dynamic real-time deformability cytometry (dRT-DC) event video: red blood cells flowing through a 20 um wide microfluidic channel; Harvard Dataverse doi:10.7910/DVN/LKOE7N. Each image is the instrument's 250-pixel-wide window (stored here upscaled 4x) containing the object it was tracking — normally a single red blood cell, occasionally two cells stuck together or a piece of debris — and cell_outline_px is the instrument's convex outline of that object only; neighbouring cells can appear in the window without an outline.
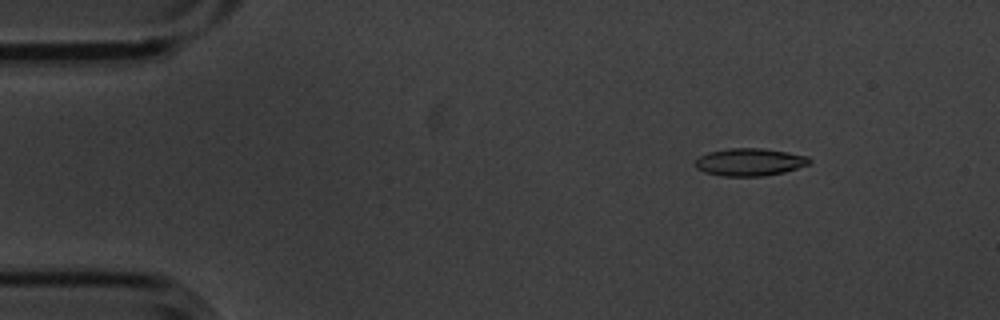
{"species": "common noctule bat (a hibernating species)", "species_latin": "Nyctalus noctula", "temperature_condition": "cold", "stored_images_in_passage": 12, "camera_frame_rate_fps": 3000, "um_per_image_px": 0.085, "animal": {"sex": "male", "body_mass_g": 20.1, "forearm_length_mm": 53.5}, "frame": {"image": 1, "passage_image": 2, "time_ms": 0.333, "image_size_px": [1000, 320], "cell_outline_px": [[812, 160], [808, 164], [784, 172], [764, 176], [724, 176], [704, 172], [696, 168], [692, 164], [700, 156], [708, 152], [728, 148], [764, 148], [788, 152], [808, 156]], "centroid_in_image_um": [63.7, 13.77], "position_along_channel_um": 21.3, "area_um2": 18.44}}
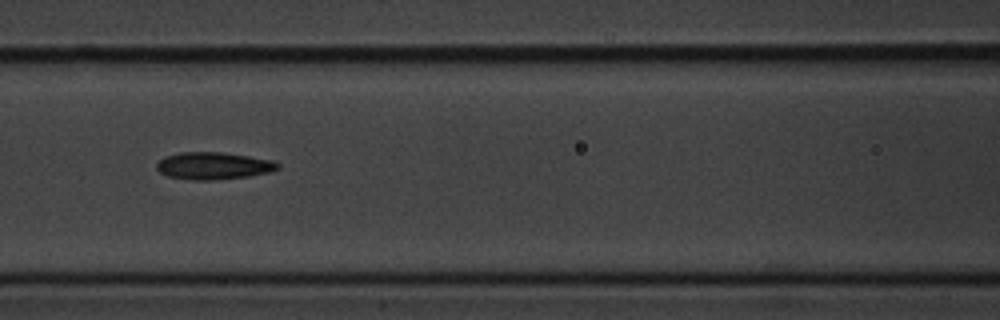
{"frame": {"image": 2, "passage_image": 6, "time_ms": 1.667, "image_size_px": [1000, 320], "cell_outline_px": [[280, 168], [268, 172], [248, 176], [216, 180], [196, 180], [168, 176], [160, 172], [156, 168], [156, 164], [164, 156], [180, 152], [220, 152], [276, 160], [280, 164]], "centroid_in_image_um": [18.16, 14.08], "position_along_channel_um": 148.4, "area_um2": 19.25}}
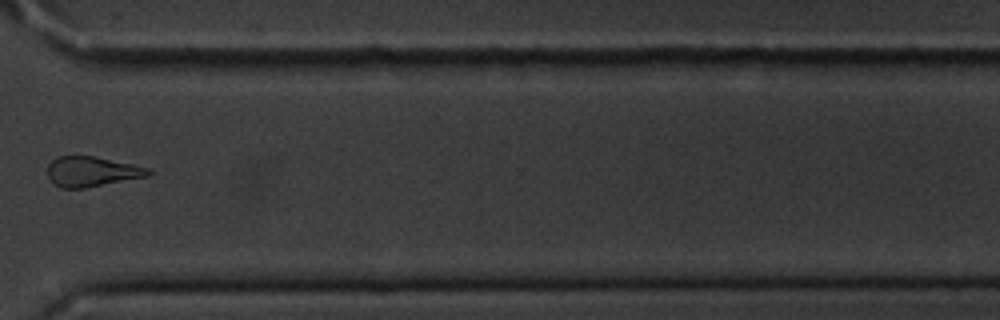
{"frame": {"image": 3, "passage_image": 11, "time_ms": 3.333, "image_size_px": [1000, 320], "cell_outline_px": [[152, 172], [148, 176], [84, 188], [60, 188], [52, 184], [48, 176], [48, 164], [56, 156], [92, 156], [132, 164], [148, 168]], "centroid_in_image_um": [7.75, 14.59], "position_along_channel_um": 362.8, "area_um2": 17.57}}